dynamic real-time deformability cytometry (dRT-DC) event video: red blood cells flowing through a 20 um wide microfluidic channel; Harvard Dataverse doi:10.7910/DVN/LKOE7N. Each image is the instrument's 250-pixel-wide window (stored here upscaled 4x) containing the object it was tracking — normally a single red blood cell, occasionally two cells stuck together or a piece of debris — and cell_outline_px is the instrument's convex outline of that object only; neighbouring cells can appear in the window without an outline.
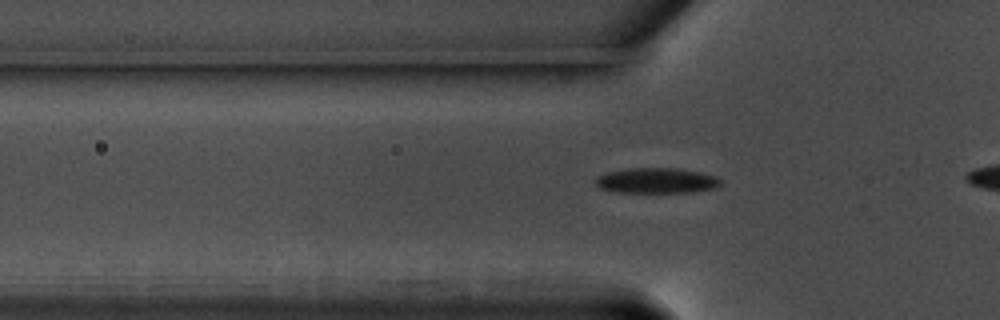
{"species": "common noctule bat (a hibernating species)", "species_latin": "Nyctalus noctula", "temperature_condition": "warm", "stored_images_in_passage": 36, "camera_frame_rate_fps": 3000, "um_per_image_px": 0.085, "animal": {"sex": "male", "body_mass_g": 17.5, "forearm_length_mm": 52.3}, "frame": {"image": 1, "passage_image": 8, "time_ms": 2.333, "image_size_px": [1000, 320], "cell_outline_px": [[720, 184], [716, 188], [692, 192], [620, 192], [600, 188], [596, 184], [596, 176], [608, 172], [628, 168], [676, 168], [700, 172], [716, 176], [720, 180]], "centroid_in_image_um": [55.81, 15.34], "position_along_channel_um": 70.0, "area_um2": 18.38}}
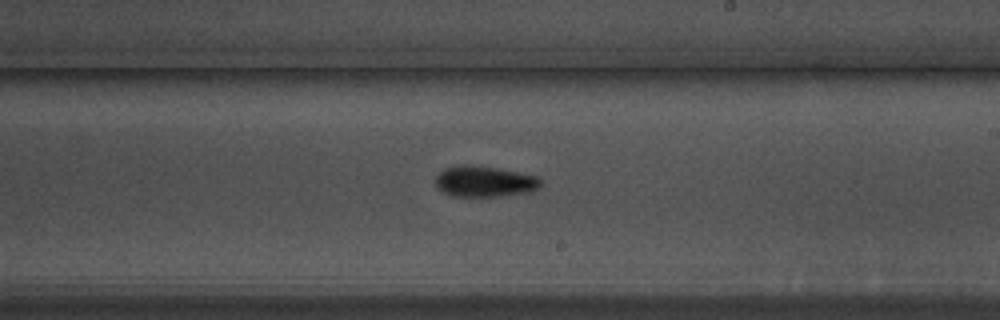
{"frame": {"image": 2, "passage_image": 23, "time_ms": 7.333, "image_size_px": [1000, 320], "cell_outline_px": [[540, 188], [532, 192], [496, 196], [452, 196], [444, 192], [436, 184], [436, 176], [444, 168], [496, 168], [536, 176], [540, 180]], "centroid_in_image_um": [41.25, 15.48], "position_along_channel_um": 247.8, "area_um2": 17.92}}
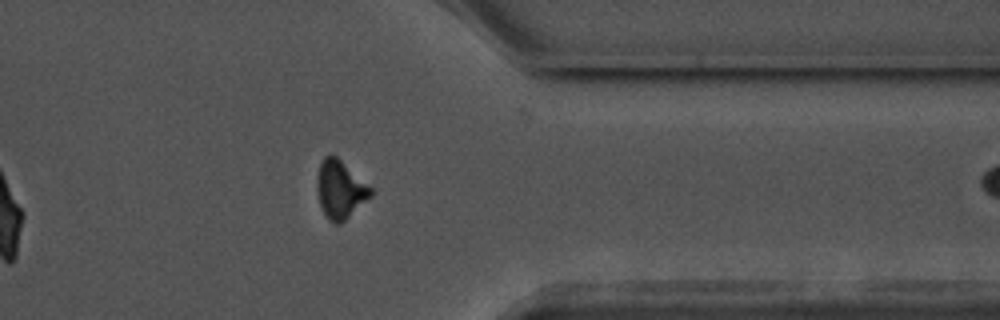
{"frame": {"image": 3, "passage_image": 35, "time_ms": 11.333, "image_size_px": [1000, 320], "cell_outline_px": [[372, 196], [340, 224], [336, 224], [328, 220], [320, 204], [316, 188], [316, 176], [320, 164], [324, 156], [336, 156], [372, 188]], "centroid_in_image_um": [28.9, 16.12], "position_along_channel_um": 382.5, "area_um2": 17.98}}